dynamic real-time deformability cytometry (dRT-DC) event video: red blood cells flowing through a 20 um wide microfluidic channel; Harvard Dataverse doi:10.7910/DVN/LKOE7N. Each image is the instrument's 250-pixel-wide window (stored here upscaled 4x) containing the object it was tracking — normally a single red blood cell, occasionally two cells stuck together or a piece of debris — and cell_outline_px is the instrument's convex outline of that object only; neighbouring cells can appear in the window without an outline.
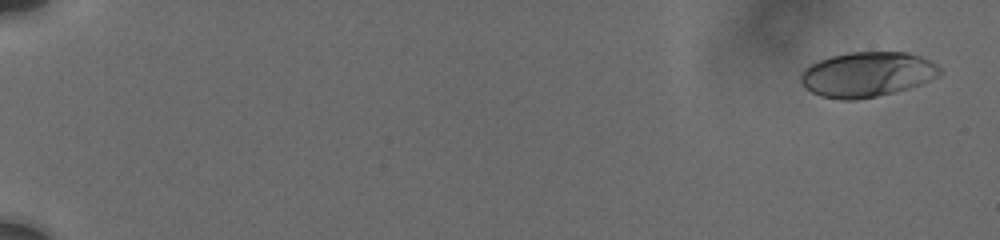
{"species": "human", "species_latin": "Homo sapiens", "temperature_condition": "cold", "stored_images_in_passage": 9, "camera_frame_rate_fps": 3000, "um_per_image_px": 0.085, "donor": {"sex": "male"}, "frame": {"image": 1, "passage_image": 1, "time_ms": 0.0, "image_size_px": [1000, 240], "cell_outline_px": [[940, 72], [936, 76], [920, 84], [908, 88], [876, 96], [856, 100], [840, 100], [820, 96], [812, 92], [800, 80], [800, 76], [804, 68], [808, 64], [832, 56], [848, 52], [908, 52], [920, 56], [936, 64], [940, 68]], "centroid_in_image_um": [73.67, 6.32], "position_along_channel_um": 11.3, "area_um2": 36.18}}
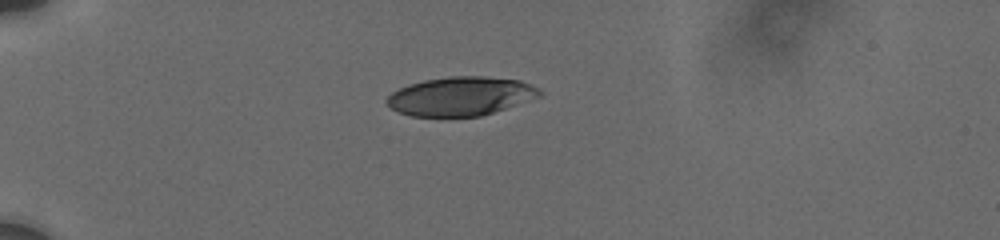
{"frame": {"image": 2, "passage_image": 7, "time_ms": 5.0, "image_size_px": [1000, 240], "cell_outline_px": [[544, 92], [540, 96], [480, 116], [412, 116], [400, 112], [392, 108], [384, 100], [392, 92], [408, 84], [424, 80], [448, 76], [484, 76], [520, 80], [540, 88]], "centroid_in_image_um": [39.16, 8.16], "position_along_channel_um": 45.8, "area_um2": 34.39}}
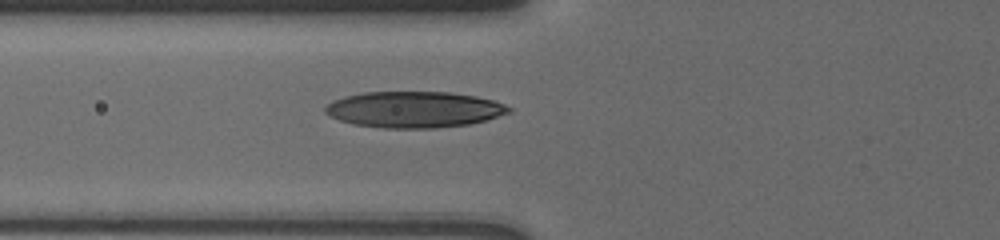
{"frame": {"image": 3, "passage_image": 9, "time_ms": 7.333, "image_size_px": [1000, 240], "cell_outline_px": [[512, 112], [484, 120], [468, 124], [432, 128], [384, 128], [352, 124], [340, 120], [324, 112], [324, 108], [332, 100], [344, 96], [364, 92], [448, 92], [476, 96], [492, 100], [504, 104], [512, 108]], "centroid_in_image_um": [35.18, 9.3], "position_along_channel_um": 90.6, "area_um2": 38.61}}